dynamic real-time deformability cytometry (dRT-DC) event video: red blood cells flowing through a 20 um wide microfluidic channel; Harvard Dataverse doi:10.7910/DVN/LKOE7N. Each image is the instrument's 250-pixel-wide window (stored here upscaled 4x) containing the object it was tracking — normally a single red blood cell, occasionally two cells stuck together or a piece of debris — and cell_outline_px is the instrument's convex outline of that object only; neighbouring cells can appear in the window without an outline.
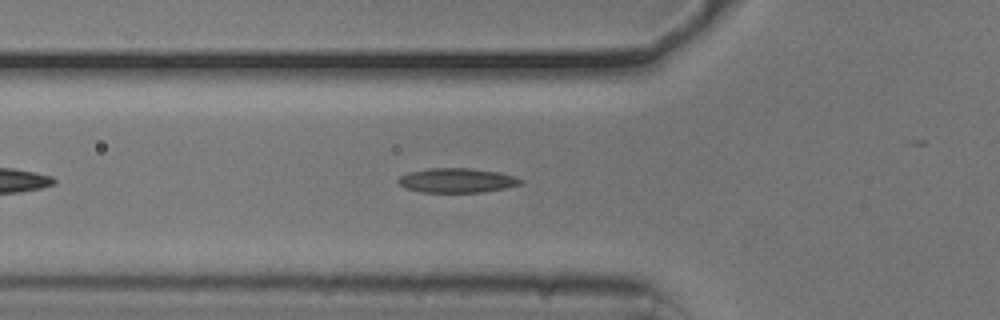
{"species": "common noctule bat (a hibernating species)", "species_latin": "Nyctalus noctula", "temperature_condition": "cold", "stored_images_in_passage": 34, "camera_frame_rate_fps": 3000, "um_per_image_px": 0.085, "animal": {"sex": "male", "body_mass_g": 20.5, "forearm_length_mm": 52.5}, "frame": {"image": 1, "passage_image": 8, "time_ms": 2.333, "image_size_px": [1000, 320], "cell_outline_px": [[524, 184], [484, 192], [420, 192], [404, 188], [396, 180], [400, 176], [408, 172], [428, 168], [472, 168], [500, 172], [516, 176], [524, 180]], "centroid_in_image_um": [38.86, 15.33], "position_along_channel_um": 86.9, "area_um2": 17.74}}
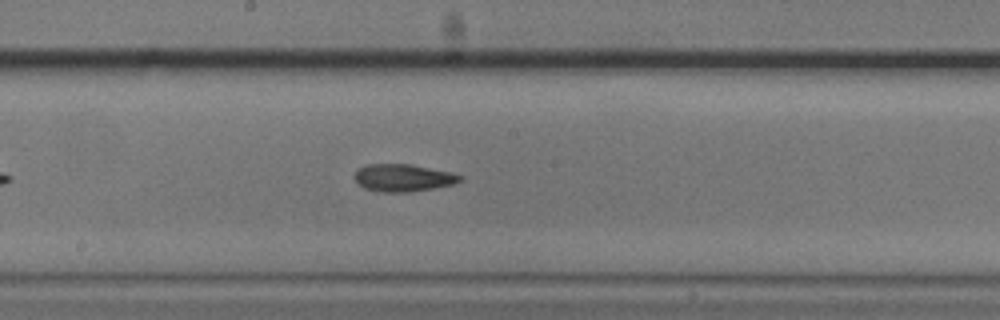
{"frame": {"image": 2, "passage_image": 18, "time_ms": 5.667, "image_size_px": [1000, 320], "cell_outline_px": [[464, 180], [456, 184], [408, 192], [380, 192], [364, 188], [356, 184], [352, 176], [356, 168], [364, 164], [412, 164], [452, 172], [464, 176]], "centroid_in_image_um": [34.24, 15.1], "position_along_channel_um": 214.0, "area_um2": 17.4}}
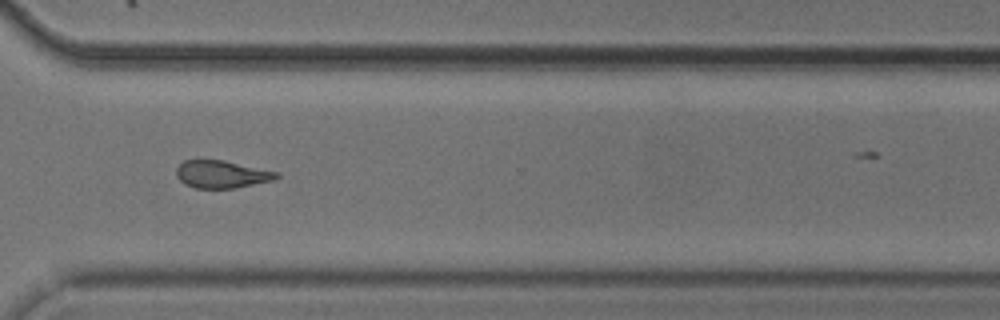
{"frame": {"image": 3, "passage_image": 29, "time_ms": 9.333, "image_size_px": [1000, 320], "cell_outline_px": [[280, 176], [276, 180], [232, 188], [196, 188], [184, 184], [176, 176], [176, 168], [184, 160], [224, 160], [280, 172]], "centroid_in_image_um": [18.87, 14.81], "position_along_channel_um": 351.7, "area_um2": 16.18}, "authors_computed_cell_mechanics": {"area_um2": 16.7909, "velocity_mm_per_s": 3.7708, "shape_relaxation_time_tau1_ms": 3.3749, "shape_relaxation_time_tau2_ms": 6.7596, "deformation_change_tau1": 0.1096, "deformation_change_tau2": 0.1245}}